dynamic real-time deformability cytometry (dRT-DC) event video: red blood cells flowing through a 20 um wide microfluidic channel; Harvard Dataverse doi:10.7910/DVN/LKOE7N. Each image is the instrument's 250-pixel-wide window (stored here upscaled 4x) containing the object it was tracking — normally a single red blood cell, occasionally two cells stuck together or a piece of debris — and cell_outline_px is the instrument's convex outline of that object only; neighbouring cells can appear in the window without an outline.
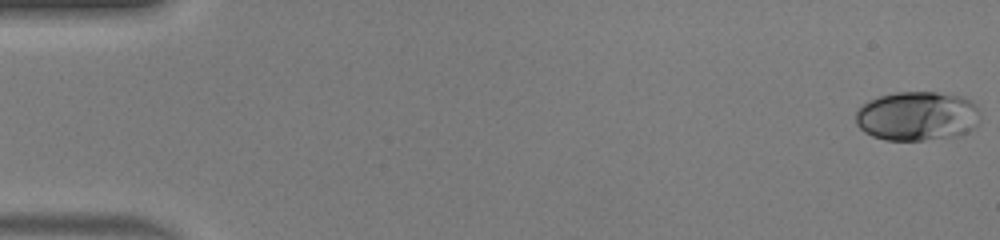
{"species": "human", "species_latin": "Homo sapiens", "temperature_condition": "warm", "stored_images_in_passage": 50, "camera_frame_rate_fps": 3000, "um_per_image_px": 0.085, "donor": {"sex": "male"}, "frame": {"image": 1, "passage_image": 1, "time_ms": 0.0, "image_size_px": [1000, 240], "cell_outline_px": [[980, 120], [968, 132], [956, 136], [924, 140], [884, 140], [872, 136], [864, 132], [856, 124], [856, 112], [864, 104], [880, 96], [896, 92], [936, 92], [960, 96], [976, 104], [980, 112]], "centroid_in_image_um": [77.98, 9.88], "position_along_channel_um": 7.0, "area_um2": 35.78}}
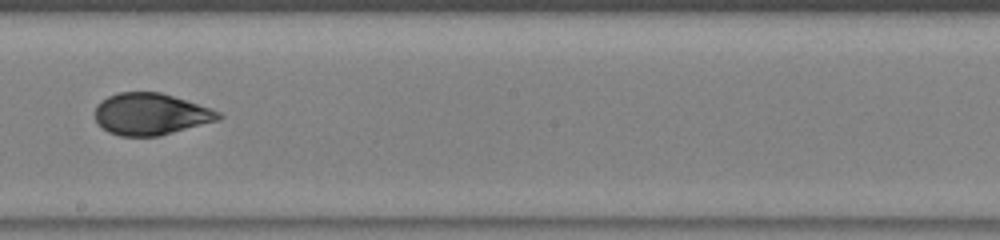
{"frame": {"image": 2, "passage_image": 29, "time_ms": 9.333, "image_size_px": [1000, 240], "cell_outline_px": [[224, 116], [220, 120], [160, 136], [120, 136], [108, 132], [96, 120], [96, 104], [108, 96], [120, 92], [160, 92], [220, 112]], "centroid_in_image_um": [12.82, 9.71], "position_along_channel_um": 235.4, "area_um2": 29.82}}
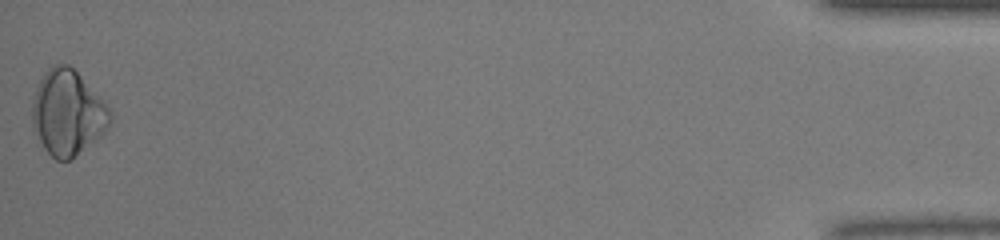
{"frame": {"image": 3, "passage_image": 50, "time_ms": 16.333, "image_size_px": [1000, 240], "cell_outline_px": [[112, 120], [108, 128], [100, 136], [68, 160], [56, 160], [44, 148], [32, 128], [32, 100], [36, 88], [44, 72], [52, 64], [68, 64], [104, 100], [112, 112]], "centroid_in_image_um": [5.74, 9.56], "position_along_channel_um": 429.5, "area_um2": 38.49}, "authors_computed_cell_mechanics": {"area_um2": 31.5877, "velocity_mm_per_s": 4.1517, "shape_relaxation_time_tau1_ms": 5.2622, "shape_relaxation_time_tau2_ms": 0.9229, "deformation_change_tau1": 0.1806, "deformation_change_tau2": 0.0416}}